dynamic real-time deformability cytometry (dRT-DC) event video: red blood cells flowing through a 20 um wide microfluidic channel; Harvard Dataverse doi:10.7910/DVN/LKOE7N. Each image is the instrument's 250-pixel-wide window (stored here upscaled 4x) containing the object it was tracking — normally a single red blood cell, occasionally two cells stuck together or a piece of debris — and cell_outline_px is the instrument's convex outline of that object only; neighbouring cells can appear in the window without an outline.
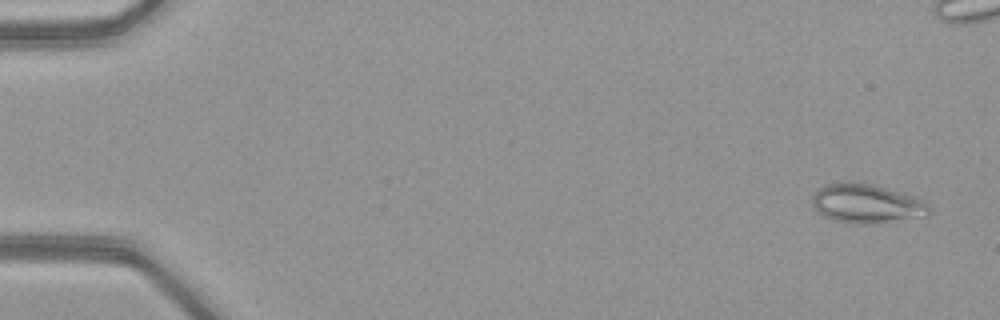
{"species": "common noctule bat (a hibernating species)", "species_latin": "Nyctalus noctula", "temperature_condition": "warm", "stored_images_in_passage": 52, "camera_frame_rate_fps": 3000, "um_per_image_px": 0.085, "animal": {"sex": "female", "body_mass_g": 21.9}, "frame": {"image": 1, "passage_image": 3, "time_ms": 0.667, "image_size_px": [1000, 320], "cell_outline_px": [[932, 212], [928, 216], [876, 224], [852, 224], [832, 220], [824, 216], [812, 204], [812, 196], [816, 188], [824, 184], [844, 180], [872, 184], [916, 196], [924, 200], [928, 204]], "centroid_in_image_um": [73.67, 17.3], "position_along_channel_um": 11.3, "area_um2": 27.46}}
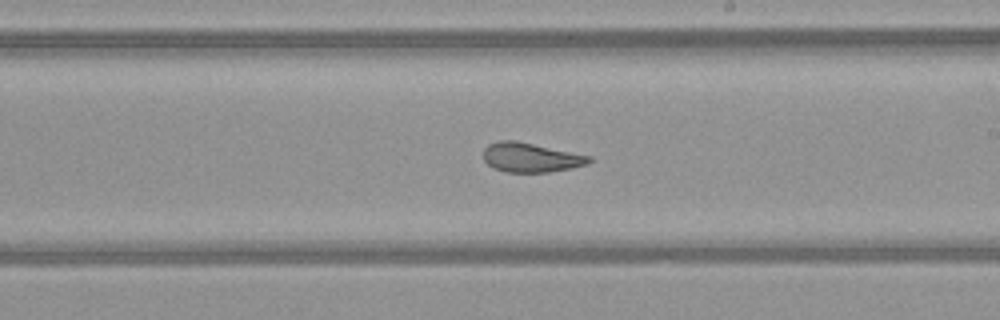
{"frame": {"image": 2, "passage_image": 31, "time_ms": 10.0, "image_size_px": [1000, 320], "cell_outline_px": [[592, 160], [588, 164], [572, 168], [548, 172], [504, 172], [492, 168], [484, 160], [484, 148], [488, 144], [500, 140], [516, 140], [592, 156]], "centroid_in_image_um": [45.12, 13.38], "position_along_channel_um": 243.9, "area_um2": 18.26}}
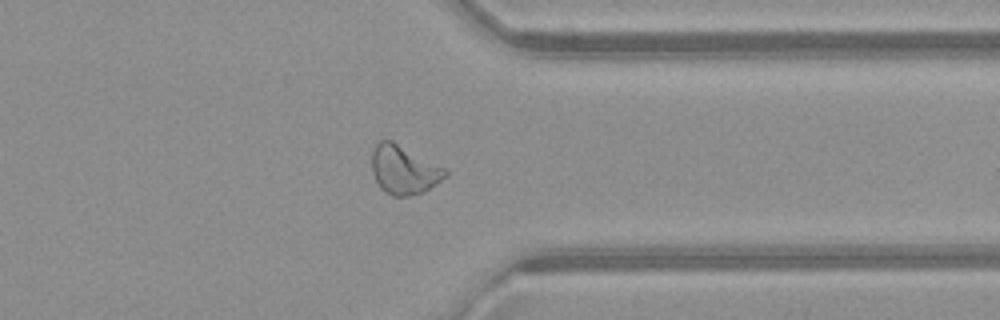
{"frame": {"image": 3, "passage_image": 41, "time_ms": 13.333, "image_size_px": [1000, 320], "cell_outline_px": [[448, 176], [424, 192], [408, 196], [392, 196], [380, 188], [372, 172], [372, 152], [376, 144], [380, 140], [392, 140], [448, 168]], "centroid_in_image_um": [34.37, 14.42], "position_along_channel_um": 377.0, "area_um2": 21.21}, "authors_computed_cell_mechanics": {"area_um2": 22.253, "velocity_mm_per_s": 4.089, "shape_relaxation_time_tau1_ms": null, "shape_relaxation_time_tau2_ms": 1.6628, "deformation_change_tau1": null, "deformation_change_tau2": 0.0886}}